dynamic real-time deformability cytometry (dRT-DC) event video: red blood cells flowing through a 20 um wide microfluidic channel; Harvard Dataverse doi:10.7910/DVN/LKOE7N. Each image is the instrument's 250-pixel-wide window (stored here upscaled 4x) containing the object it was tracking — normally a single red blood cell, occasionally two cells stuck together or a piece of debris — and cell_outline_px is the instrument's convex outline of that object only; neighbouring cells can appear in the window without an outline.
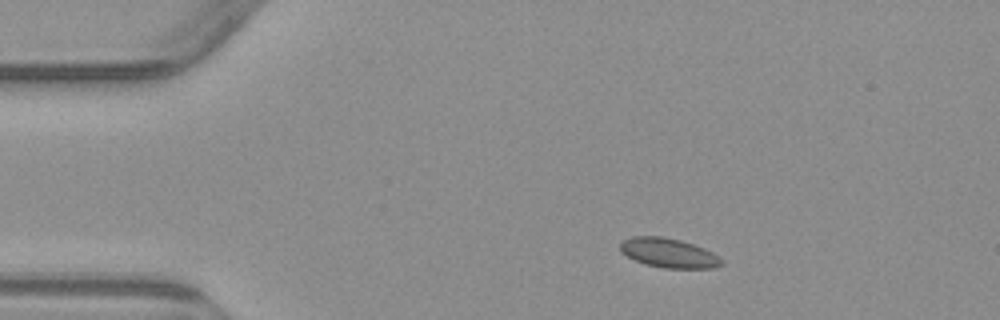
{"species": "common noctule bat (a hibernating species)", "species_latin": "Nyctalus noctula", "temperature_condition": "warm", "stored_images_in_passage": 5, "camera_frame_rate_fps": 3000, "um_per_image_px": 0.085, "animal": {"sex": "male", "body_mass_g": 23.1, "forearm_length_mm": 52.7}, "frame": {"image": 1, "passage_image": 2, "time_ms": 1.333, "image_size_px": [1000, 320], "cell_outline_px": [[724, 264], [712, 268], [664, 268], [644, 264], [620, 252], [620, 240], [632, 236], [660, 236], [680, 240], [704, 248], [720, 256], [724, 260]], "centroid_in_image_um": [56.84, 21.5], "position_along_channel_um": 28.2, "area_um2": 17.51}}
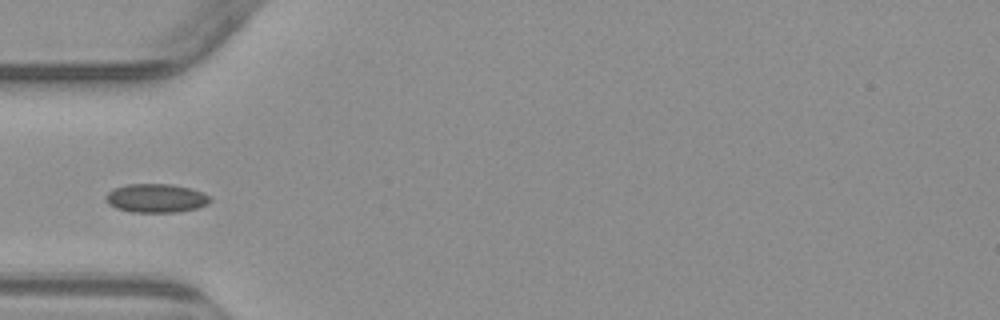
{"frame": {"image": 2, "passage_image": 4, "time_ms": 4.0, "image_size_px": [1000, 320], "cell_outline_px": [[212, 200], [208, 204], [196, 208], [176, 212], [132, 212], [116, 208], [108, 204], [104, 196], [112, 188], [128, 184], [172, 184], [192, 188], [204, 192]], "centroid_in_image_um": [13.26, 16.83], "position_along_channel_um": 71.7, "area_um2": 17.63}}
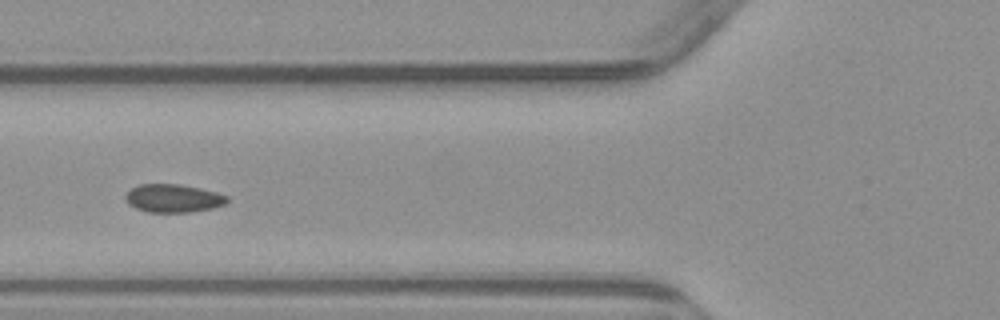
{"frame": {"image": 3, "passage_image": 5, "time_ms": 5.0, "image_size_px": [1000, 320], "cell_outline_px": [[228, 200], [224, 204], [212, 208], [188, 212], [148, 212], [136, 208], [128, 204], [124, 196], [132, 188], [140, 184], [180, 184], [200, 188], [216, 192], [228, 196]], "centroid_in_image_um": [14.71, 16.85], "position_along_channel_um": 111.1, "area_um2": 16.59}}